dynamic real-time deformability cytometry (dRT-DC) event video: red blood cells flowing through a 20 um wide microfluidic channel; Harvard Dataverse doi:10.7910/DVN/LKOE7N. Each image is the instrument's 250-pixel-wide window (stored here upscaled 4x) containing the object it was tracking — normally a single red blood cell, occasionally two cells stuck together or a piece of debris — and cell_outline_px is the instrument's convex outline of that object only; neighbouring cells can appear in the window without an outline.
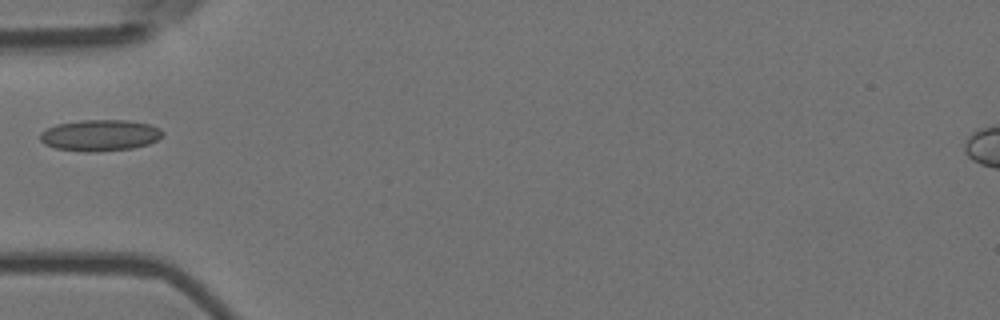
{"species": "Egyptian fruit bat (a non-hibernating species)", "species_latin": "Rousettus aegyptiacus", "temperature_condition": "room temperature", "stored_images_in_passage": 1, "camera_frame_rate_fps": 3000, "um_per_image_px": 0.085, "animal": {"sex": "female"}, "frame": {"image": 1, "passage_image": 1, "time_ms": 0.0, "image_size_px": [1000, 320], "cell_outline_px": [[164, 136], [148, 144], [132, 148], [96, 152], [84, 152], [56, 148], [44, 144], [40, 140], [40, 132], [56, 124], [80, 120], [128, 120], [152, 124], [160, 128], [164, 132]], "centroid_in_image_um": [8.52, 11.49], "position_along_channel_um": 76.5, "area_um2": 22.6}}